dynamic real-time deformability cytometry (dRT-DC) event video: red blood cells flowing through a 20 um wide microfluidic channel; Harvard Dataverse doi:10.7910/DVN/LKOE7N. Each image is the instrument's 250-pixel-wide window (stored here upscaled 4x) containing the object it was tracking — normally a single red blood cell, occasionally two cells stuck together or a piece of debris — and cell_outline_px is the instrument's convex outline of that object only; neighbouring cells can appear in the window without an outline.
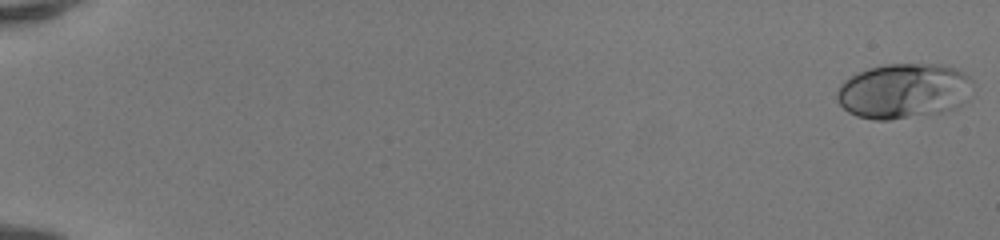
{"species": "human", "species_latin": "Homo sapiens", "temperature_condition": "room temperature", "stored_images_in_passage": 51, "camera_frame_rate_fps": 3000, "um_per_image_px": 0.085, "donor": {"sex": "female"}, "frame": {"image": 1, "passage_image": 1, "time_ms": 0.0, "image_size_px": [1000, 240], "cell_outline_px": [[972, 80], [960, 104], [956, 108], [940, 112], [888, 120], [872, 120], [856, 116], [848, 112], [836, 100], [836, 92], [840, 84], [844, 80], [856, 72], [868, 68], [884, 64], [944, 64], [956, 68], [972, 76]], "centroid_in_image_um": [76.74, 7.71], "position_along_channel_um": 8.3, "area_um2": 43.64}}
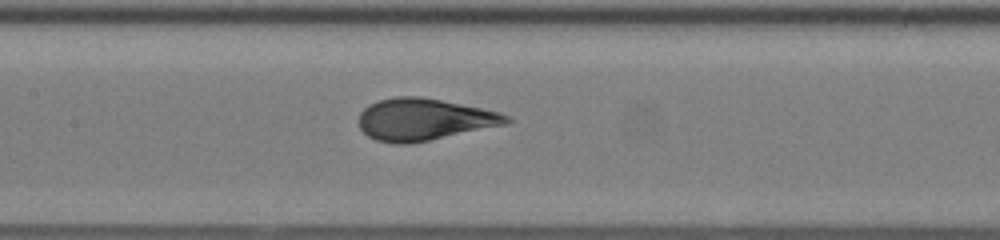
{"frame": {"image": 2, "passage_image": 27, "time_ms": 8.667, "image_size_px": [1000, 240], "cell_outline_px": [[512, 120], [504, 124], [428, 140], [408, 144], [392, 144], [376, 140], [368, 136], [360, 128], [360, 112], [368, 104], [380, 100], [396, 96], [420, 96], [500, 112], [508, 116]], "centroid_in_image_um": [35.98, 10.15], "position_along_channel_um": 171.4, "area_um2": 35.55}}
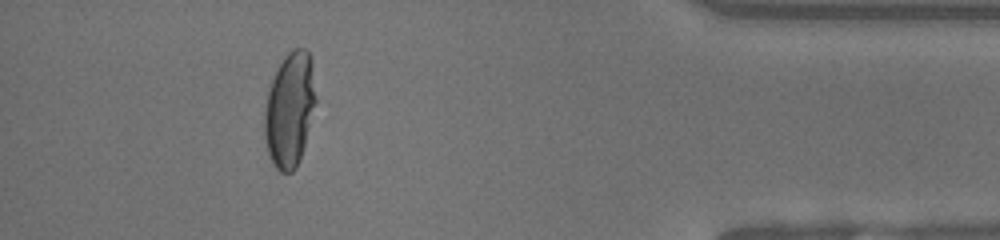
{"frame": {"image": 3, "passage_image": 47, "time_ms": 15.333, "image_size_px": [1000, 240], "cell_outline_px": [[316, 100], [304, 144], [296, 168], [292, 172], [280, 172], [272, 164], [268, 156], [264, 136], [264, 108], [268, 88], [284, 56], [292, 48], [304, 48], [308, 52], [312, 60], [316, 96]], "centroid_in_image_um": [24.6, 9.3], "position_along_channel_um": 410.6, "area_um2": 34.33}, "authors_computed_cell_mechanics": {"area_um2": 36.0094, "velocity_mm_per_s": 4.1721, "shape_relaxation_time_tau1_ms": 5.0422, "shape_relaxation_time_tau2_ms": null, "deformation_change_tau1": 0.2406, "deformation_change_tau2": null}}